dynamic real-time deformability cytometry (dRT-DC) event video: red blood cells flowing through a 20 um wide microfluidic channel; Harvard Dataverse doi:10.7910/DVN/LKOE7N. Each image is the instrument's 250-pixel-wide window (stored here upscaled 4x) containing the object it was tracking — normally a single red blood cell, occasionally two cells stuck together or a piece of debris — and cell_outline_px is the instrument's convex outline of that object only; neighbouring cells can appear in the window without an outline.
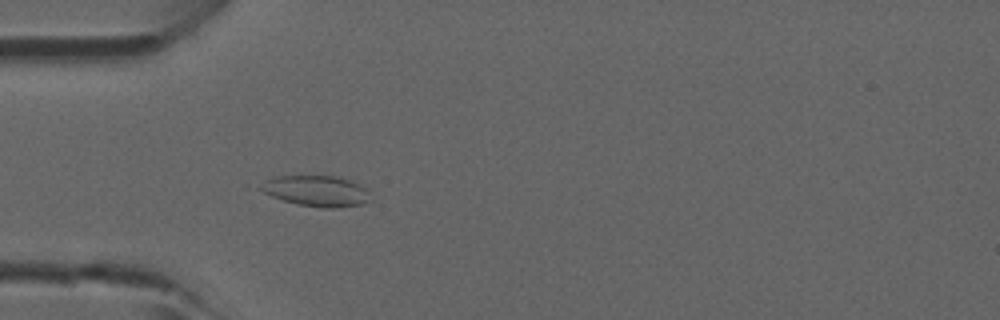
{"species": "common noctule bat (a hibernating species)", "species_latin": "Nyctalus noctula", "temperature_condition": "room temperature", "stored_images_in_passage": 43, "camera_frame_rate_fps": 3000, "um_per_image_px": 0.085, "animal": {"sex": "male", "forearm_length_mm": 52.5}, "frame": {"image": 1, "passage_image": 13, "time_ms": 4.0, "image_size_px": [1000, 320], "cell_outline_px": [[372, 200], [364, 204], [336, 208], [324, 208], [300, 204], [284, 200], [272, 196], [264, 192], [260, 188], [260, 184], [276, 176], [336, 176], [360, 184], [368, 192]], "centroid_in_image_um": [26.95, 16.24], "position_along_channel_um": 58.1, "area_um2": 19.48}}
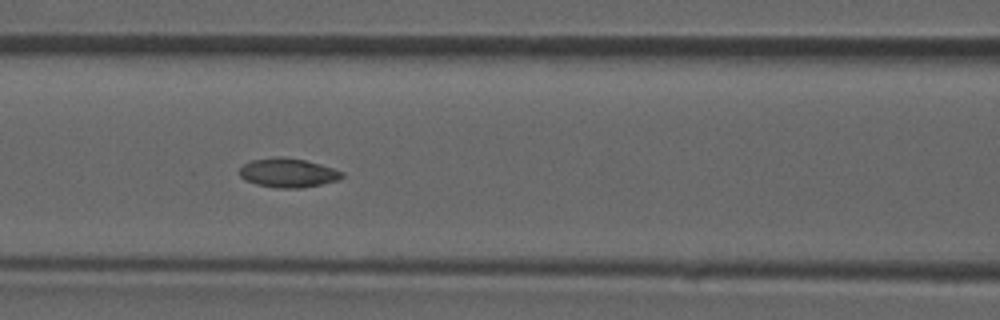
{"frame": {"image": 2, "passage_image": 19, "time_ms": 6.0, "image_size_px": [1000, 320], "cell_outline_px": [[344, 176], [340, 180], [300, 188], [276, 188], [256, 184], [244, 180], [240, 176], [240, 168], [244, 164], [252, 160], [276, 156], [284, 156], [304, 160], [320, 164], [344, 172]], "centroid_in_image_um": [24.48, 14.69], "position_along_channel_um": 142.1, "area_um2": 17.46}}